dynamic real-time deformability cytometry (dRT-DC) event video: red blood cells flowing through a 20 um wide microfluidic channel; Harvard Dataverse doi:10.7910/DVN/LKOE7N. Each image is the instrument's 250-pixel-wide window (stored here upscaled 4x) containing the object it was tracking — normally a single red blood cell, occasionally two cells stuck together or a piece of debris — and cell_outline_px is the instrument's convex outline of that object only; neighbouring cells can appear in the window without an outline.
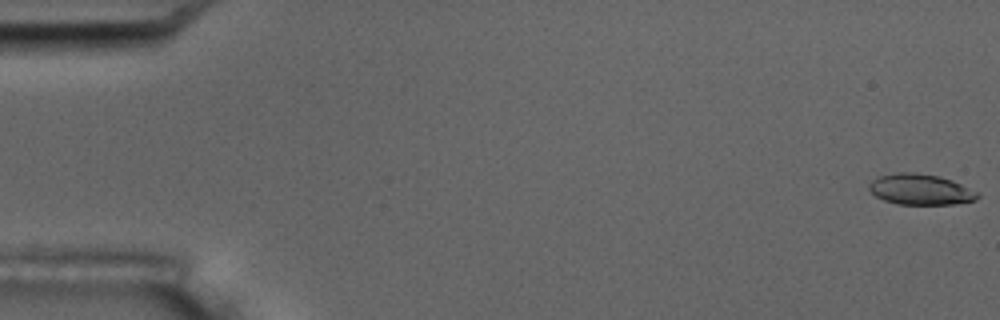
{"species": "common noctule bat (a hibernating species)", "species_latin": "Nyctalus noctula", "temperature_condition": "room temperature", "stored_images_in_passage": 7, "camera_frame_rate_fps": 3000, "um_per_image_px": 0.085, "animal": {"sex": "male", "body_mass_g": 17.5, "forearm_length_mm": 52.3}, "frame": {"image": 1, "passage_image": 1, "time_ms": 0.0, "image_size_px": [1000, 320], "cell_outline_px": [[980, 196], [976, 200], [952, 204], [896, 204], [884, 200], [876, 196], [868, 188], [868, 184], [872, 180], [880, 176], [896, 172], [912, 172], [936, 176], [952, 180], [980, 192]], "centroid_in_image_um": [78.25, 16.1], "position_along_channel_um": 6.7, "area_um2": 19.42}}
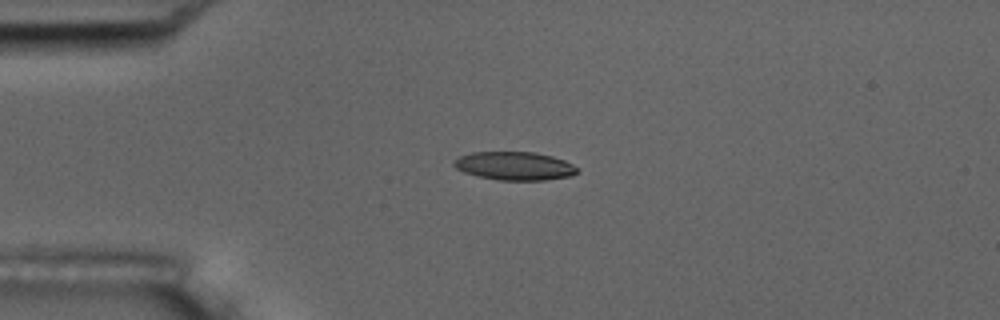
{"frame": {"image": 2, "passage_image": 4, "time_ms": 4.333, "image_size_px": [1000, 320], "cell_outline_px": [[580, 172], [572, 176], [544, 180], [500, 180], [480, 176], [464, 172], [456, 168], [452, 164], [452, 160], [460, 156], [472, 152], [536, 152], [552, 156], [564, 160], [580, 168]], "centroid_in_image_um": [43.77, 14.1], "position_along_channel_um": 41.2, "area_um2": 20.52}}